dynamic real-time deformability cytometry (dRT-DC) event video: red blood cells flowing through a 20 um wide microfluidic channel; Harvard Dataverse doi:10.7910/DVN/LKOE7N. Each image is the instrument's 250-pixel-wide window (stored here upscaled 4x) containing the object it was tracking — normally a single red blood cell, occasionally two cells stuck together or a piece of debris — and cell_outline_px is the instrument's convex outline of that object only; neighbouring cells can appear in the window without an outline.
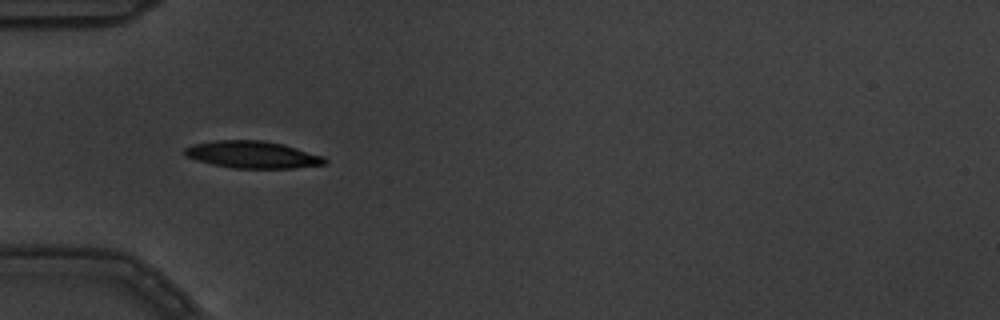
{"species": "common noctule bat (a hibernating species)", "species_latin": "Nyctalus noctula", "temperature_condition": "warm", "stored_images_in_passage": 5, "camera_frame_rate_fps": 3000, "um_per_image_px": 0.085, "animal": {"sex": "male", "body_mass_g": 19.5, "forearm_length_mm": 54.6}, "frame": {"image": 1, "passage_image": 1, "time_ms": 0.0, "image_size_px": [1000, 320], "cell_outline_px": [[328, 160], [324, 164], [292, 168], [232, 168], [212, 164], [196, 160], [188, 156], [184, 152], [184, 148], [192, 144], [216, 140], [264, 140], [296, 148], [324, 156]], "centroid_in_image_um": [21.45, 13.14], "position_along_channel_um": 63.6, "area_um2": 21.96}}
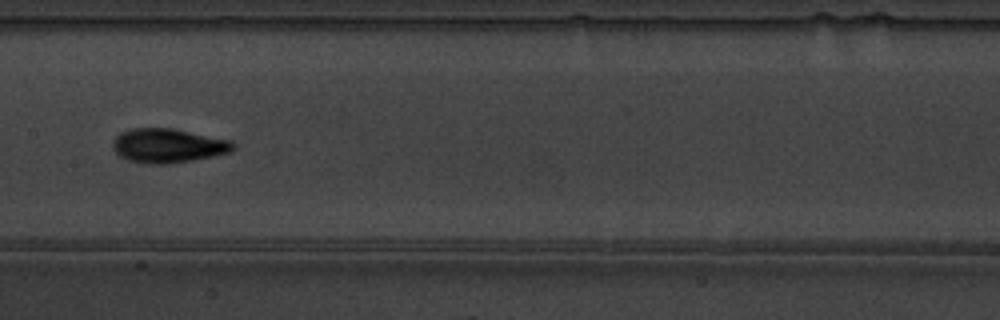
{"frame": {"image": 2, "passage_image": 4, "time_ms": 1.0, "image_size_px": [1000, 320], "cell_outline_px": [[236, 148], [228, 152], [212, 156], [192, 160], [168, 164], [148, 164], [128, 160], [120, 156], [112, 148], [112, 140], [120, 132], [132, 128], [172, 128], [232, 140], [236, 144]], "centroid_in_image_um": [14.27, 12.37], "position_along_channel_um": 193.1, "area_um2": 24.1}}
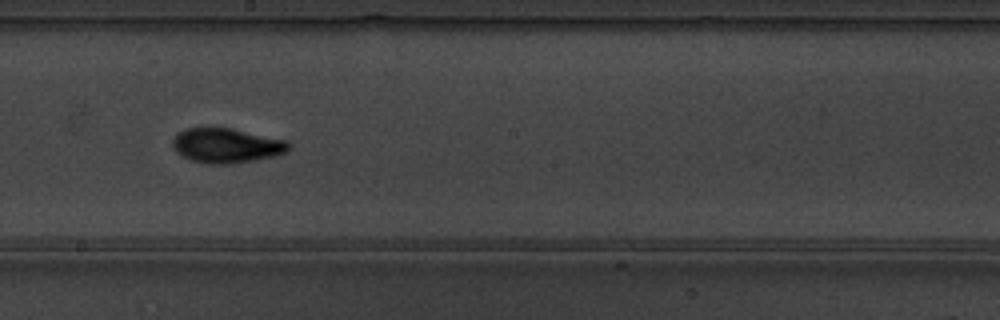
{"frame": {"image": 3, "passage_image": 5, "time_ms": 1.333, "image_size_px": [1000, 320], "cell_outline_px": [[292, 148], [288, 152], [256, 160], [232, 164], [208, 164], [192, 160], [176, 152], [172, 148], [172, 140], [176, 132], [188, 128], [232, 128], [288, 140], [292, 144]], "centroid_in_image_um": [19.28, 12.37], "position_along_channel_um": 228.9, "area_um2": 23.81}}